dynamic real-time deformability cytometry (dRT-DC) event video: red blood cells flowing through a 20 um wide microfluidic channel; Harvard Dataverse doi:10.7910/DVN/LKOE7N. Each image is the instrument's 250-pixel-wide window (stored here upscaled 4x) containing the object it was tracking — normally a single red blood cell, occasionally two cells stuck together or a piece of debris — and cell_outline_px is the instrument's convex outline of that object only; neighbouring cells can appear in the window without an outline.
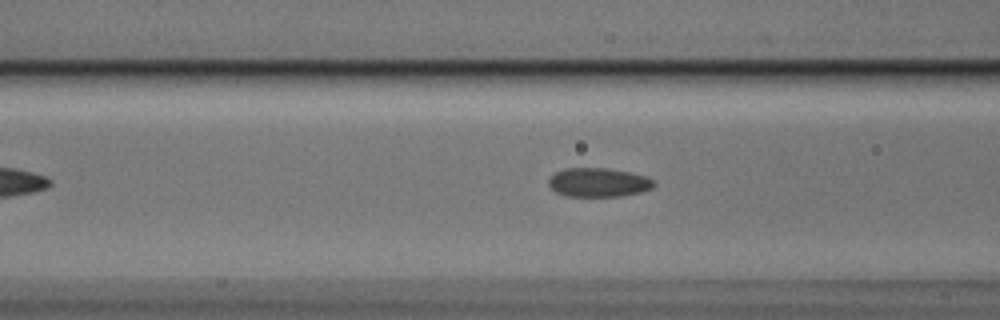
{"species": "Egyptian fruit bat (a non-hibernating species)", "species_latin": "Rousettus aegyptiacus", "temperature_condition": "cold", "stored_images_in_passage": 43, "camera_frame_rate_fps": 3000, "um_per_image_px": 0.085, "animal": {"sex": "male"}, "frame": {"image": 1, "passage_image": 16, "time_ms": 5.0, "image_size_px": [1000, 320], "cell_outline_px": [[656, 184], [652, 188], [640, 192], [620, 196], [564, 196], [556, 192], [548, 184], [548, 180], [556, 172], [564, 168], [608, 168], [628, 172], [644, 176], [652, 180]], "centroid_in_image_um": [50.84, 15.51], "position_along_channel_um": 115.8, "area_um2": 17.63}}
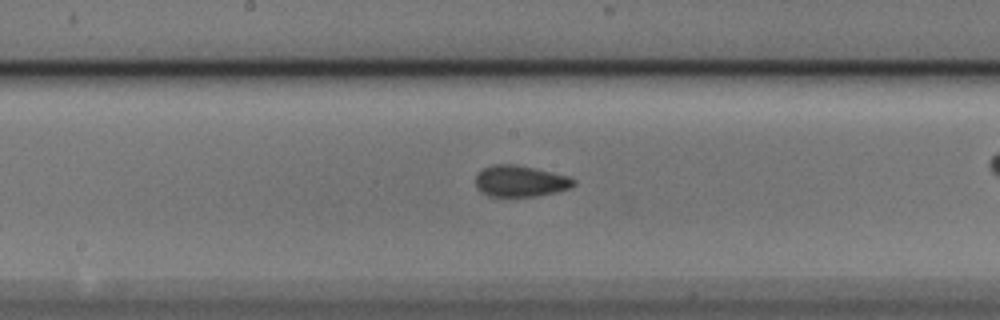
{"frame": {"image": 2, "passage_image": 23, "time_ms": 7.333, "image_size_px": [1000, 320], "cell_outline_px": [[576, 184], [572, 188], [556, 192], [536, 196], [488, 196], [480, 192], [476, 188], [476, 176], [484, 168], [492, 164], [516, 164], [568, 176], [576, 180]], "centroid_in_image_um": [44.23, 15.4], "position_along_channel_um": 204.0, "area_um2": 17.92}}
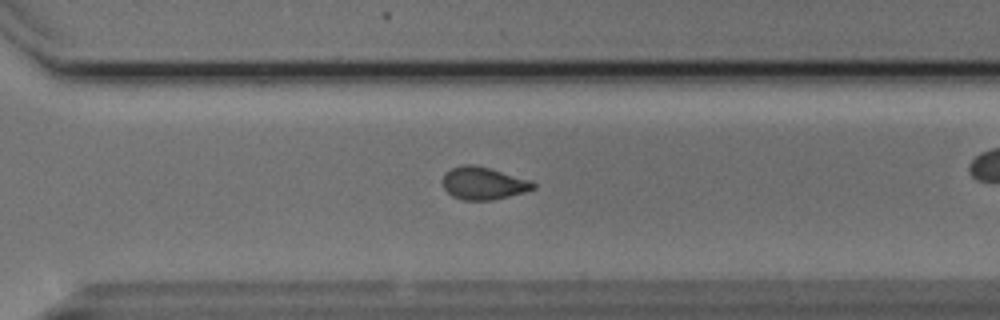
{"frame": {"image": 3, "passage_image": 33, "time_ms": 10.667, "image_size_px": [1000, 320], "cell_outline_px": [[536, 188], [524, 192], [492, 200], [464, 200], [452, 196], [444, 188], [440, 180], [452, 168], [460, 164], [472, 164], [488, 168], [532, 180], [536, 184]], "centroid_in_image_um": [41.08, 15.58], "position_along_channel_um": 329.5, "area_um2": 17.17}, "authors_computed_cell_mechanics": {"area_um2": 17.629, "velocity_mm_per_s": 3.7797, "shape_relaxation_time_tau1_ms": null, "shape_relaxation_time_tau2_ms": 1.6137, "deformation_change_tau1": null, "deformation_change_tau2": 0.0545}}